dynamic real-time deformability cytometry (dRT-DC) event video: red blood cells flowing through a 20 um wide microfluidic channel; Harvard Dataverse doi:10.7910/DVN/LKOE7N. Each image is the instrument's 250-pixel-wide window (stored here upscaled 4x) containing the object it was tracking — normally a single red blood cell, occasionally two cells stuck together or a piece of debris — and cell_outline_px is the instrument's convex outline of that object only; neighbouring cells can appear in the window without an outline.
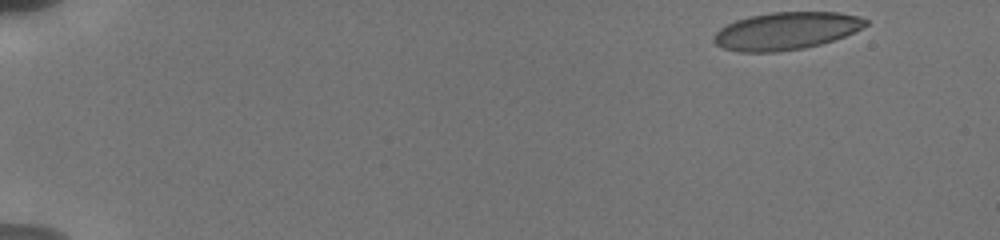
{"species": "human", "species_latin": "Homo sapiens", "temperature_condition": "cold", "stored_images_in_passage": 14, "camera_frame_rate_fps": 3000, "um_per_image_px": 0.085, "donor": {"sex": "male"}, "frame": {"image": 1, "passage_image": 1, "time_ms": 0.0, "image_size_px": [1000, 240], "cell_outline_px": [[868, 24], [844, 36], [820, 44], [804, 48], [776, 52], [740, 52], [724, 48], [716, 44], [712, 40], [712, 36], [720, 28], [736, 20], [748, 16], [772, 12], [840, 12], [860, 16], [868, 20]], "centroid_in_image_um": [66.8, 2.62], "position_along_channel_um": 18.2, "area_um2": 33.18}}
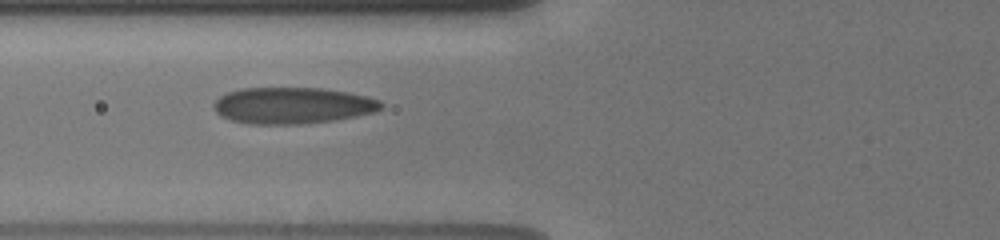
{"frame": {"image": 2, "passage_image": 12, "time_ms": 6.0, "image_size_px": [1000, 240], "cell_outline_px": [[384, 108], [376, 112], [336, 120], [300, 124], [248, 124], [228, 120], [220, 116], [212, 108], [212, 104], [220, 96], [228, 92], [244, 88], [320, 88], [348, 92], [368, 96], [380, 100], [384, 104]], "centroid_in_image_um": [24.88, 8.98], "position_along_channel_um": 100.9, "area_um2": 35.95}}
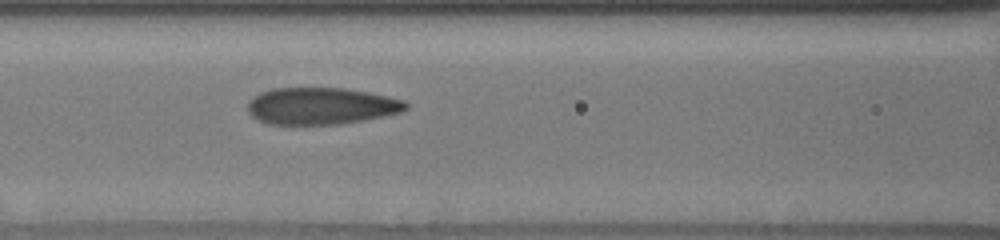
{"frame": {"image": 3, "passage_image": 14, "time_ms": 7.0, "image_size_px": [1000, 240], "cell_outline_px": [[408, 108], [404, 112], [364, 120], [340, 124], [268, 124], [252, 116], [248, 112], [248, 100], [252, 96], [260, 92], [272, 88], [344, 88], [368, 92], [404, 100], [408, 104]], "centroid_in_image_um": [27.3, 9.0], "position_along_channel_um": 139.3, "area_um2": 34.16}}